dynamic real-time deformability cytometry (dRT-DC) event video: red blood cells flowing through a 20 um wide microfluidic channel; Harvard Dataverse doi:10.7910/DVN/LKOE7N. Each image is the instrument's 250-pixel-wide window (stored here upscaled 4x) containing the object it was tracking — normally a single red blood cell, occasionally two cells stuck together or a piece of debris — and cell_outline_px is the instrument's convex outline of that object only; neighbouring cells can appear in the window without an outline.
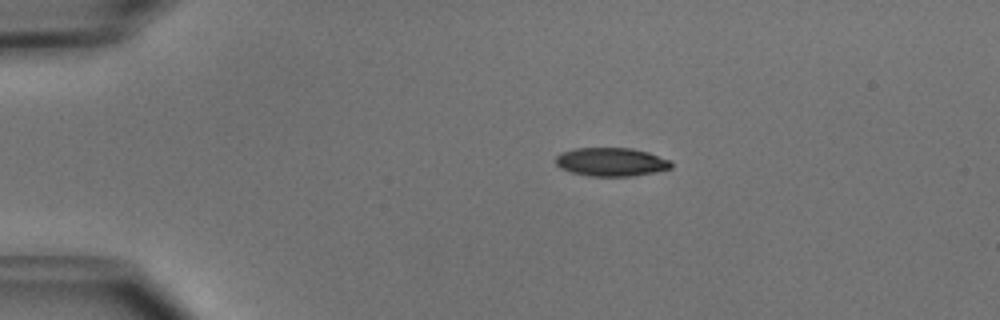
{"species": "common noctule bat (a hibernating species)", "species_latin": "Nyctalus noctula", "temperature_condition": "cold", "stored_images_in_passage": 41, "camera_frame_rate_fps": 3000, "um_per_image_px": 0.085, "animal": {"sex": "male", "body_mass_g": 15.6}, "frame": {"image": 1, "passage_image": 1, "time_ms": 0.0, "image_size_px": [1000, 320], "cell_outline_px": [[672, 168], [656, 172], [632, 176], [588, 176], [572, 172], [560, 168], [556, 164], [556, 156], [560, 152], [576, 148], [632, 148], [648, 152], [672, 160]], "centroid_in_image_um": [51.97, 13.76], "position_along_channel_um": 33.0, "area_um2": 19.36}}
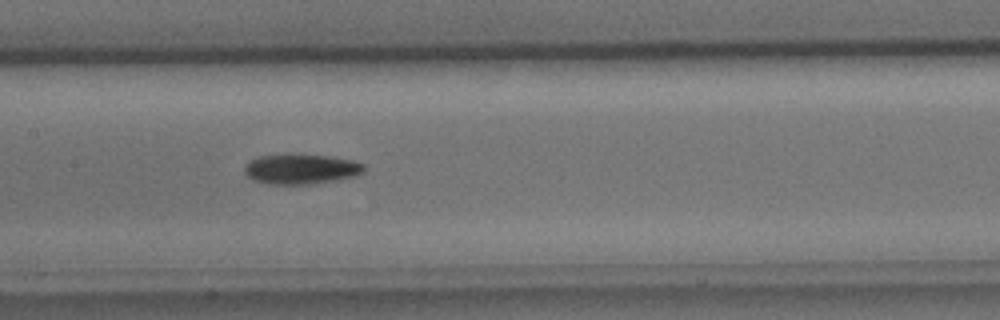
{"frame": {"image": 2, "passage_image": 16, "time_ms": 5.0, "image_size_px": [1000, 320], "cell_outline_px": [[364, 172], [356, 176], [340, 180], [312, 184], [268, 184], [256, 180], [248, 176], [244, 172], [244, 168], [252, 160], [260, 156], [328, 156], [352, 160], [364, 164]], "centroid_in_image_um": [25.66, 14.41], "position_along_channel_um": 181.7, "area_um2": 20.35}}
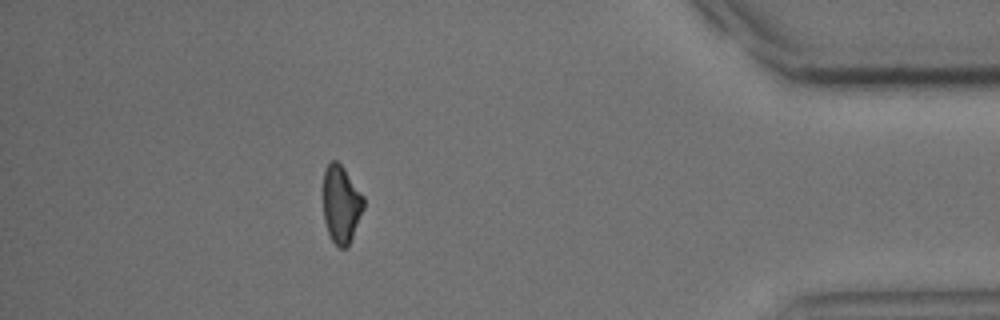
{"frame": {"image": 3, "passage_image": 36, "time_ms": 11.667, "image_size_px": [1000, 320], "cell_outline_px": [[364, 208], [348, 248], [340, 248], [332, 240], [328, 232], [324, 220], [324, 168], [332, 160], [336, 160], [344, 168], [364, 196]], "centroid_in_image_um": [29.01, 17.36], "position_along_channel_um": 406.2, "area_um2": 18.26}, "authors_computed_cell_mechanics": {"area_um2": 20.0566, "velocity_mm_per_s": 3.9928, "shape_relaxation_time_tau1_ms": 3.4257, "shape_relaxation_time_tau2_ms": null, "deformation_change_tau1": 0.1079, "deformation_change_tau2": null}}